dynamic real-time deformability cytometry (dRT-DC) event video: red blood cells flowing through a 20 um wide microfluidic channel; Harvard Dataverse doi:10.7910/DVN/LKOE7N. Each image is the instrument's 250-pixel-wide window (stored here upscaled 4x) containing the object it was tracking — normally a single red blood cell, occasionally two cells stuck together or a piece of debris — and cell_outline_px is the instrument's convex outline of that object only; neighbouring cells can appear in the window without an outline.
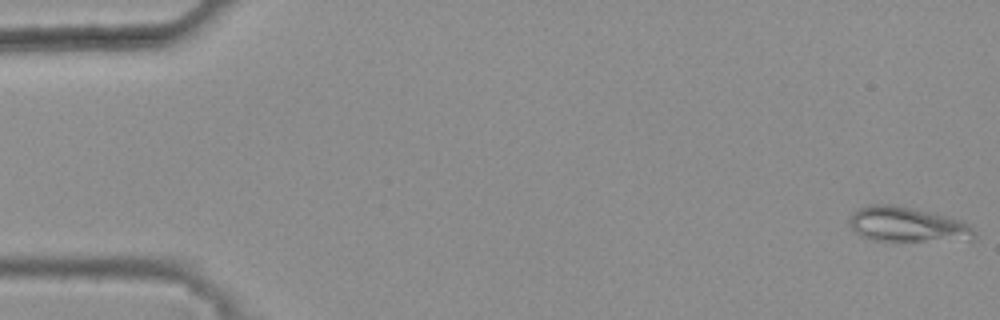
{"species": "common noctule bat (a hibernating species)", "species_latin": "Nyctalus noctula", "temperature_condition": "warm", "stored_images_in_passage": 45, "camera_frame_rate_fps": 3000, "um_per_image_px": 0.085, "animal": {"sex": "female", "body_mass_g": 25.1}, "frame": {"image": 1, "passage_image": 1, "time_ms": 0.0, "image_size_px": [1000, 320], "cell_outline_px": [[976, 236], [972, 240], [872, 240], [860, 236], [848, 224], [848, 220], [852, 212], [868, 204], [896, 204], [964, 220], [976, 232]], "centroid_in_image_um": [77.11, 19.07], "position_along_channel_um": 7.9, "area_um2": 25.55}}
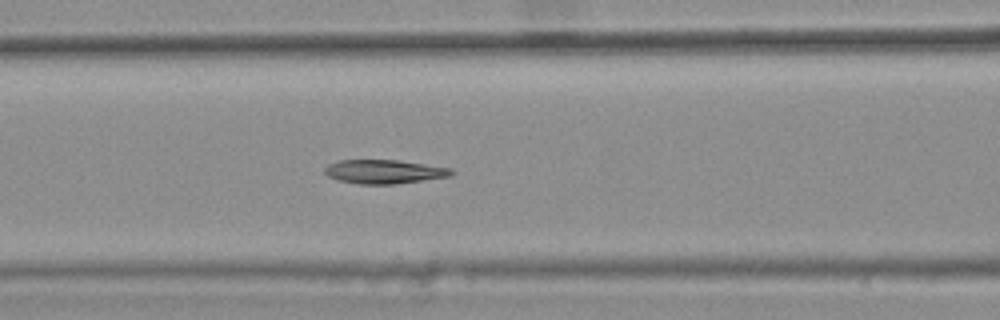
{"frame": {"image": 2, "passage_image": 22, "time_ms": 7.0, "image_size_px": [1000, 320], "cell_outline_px": [[456, 172], [452, 176], [396, 184], [360, 184], [336, 180], [328, 176], [324, 172], [324, 168], [328, 164], [340, 160], [396, 160], [452, 168]], "centroid_in_image_um": [32.66, 14.59], "position_along_channel_um": 133.9, "area_um2": 17.74}}
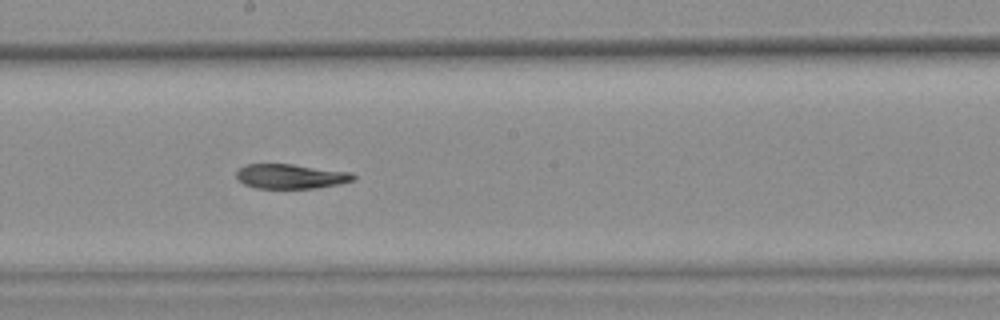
{"frame": {"image": 3, "passage_image": 29, "time_ms": 9.333, "image_size_px": [1000, 320], "cell_outline_px": [[356, 176], [352, 180], [336, 184], [316, 188], [256, 188], [244, 184], [236, 176], [236, 172], [244, 164], [292, 164], [352, 172]], "centroid_in_image_um": [24.69, 14.98], "position_along_channel_um": 223.5, "area_um2": 16.65}}